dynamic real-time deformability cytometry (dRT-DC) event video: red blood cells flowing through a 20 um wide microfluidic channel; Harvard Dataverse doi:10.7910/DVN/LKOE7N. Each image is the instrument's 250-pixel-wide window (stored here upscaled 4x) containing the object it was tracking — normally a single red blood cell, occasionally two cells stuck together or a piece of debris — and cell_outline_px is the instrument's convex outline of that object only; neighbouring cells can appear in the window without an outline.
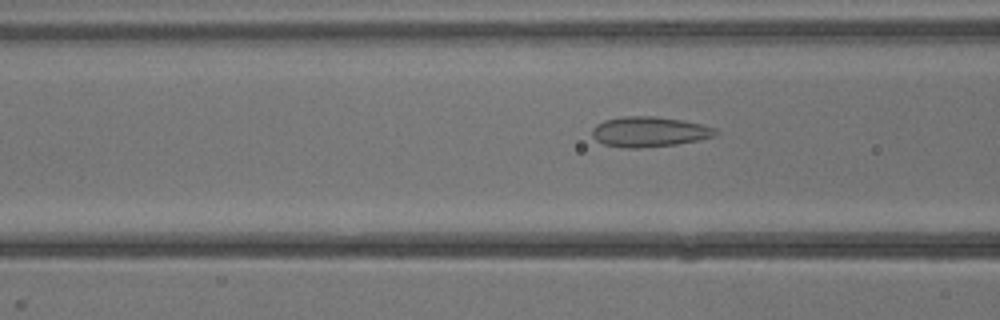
{"species": "common noctule bat (a hibernating species)", "species_latin": "Nyctalus noctula", "temperature_condition": "warm", "stored_images_in_passage": 3, "camera_frame_rate_fps": 3000, "um_per_image_px": 0.085, "animal": {"sex": "male", "body_mass_g": 13.3}, "frame": {"image": 1, "passage_image": 3, "time_ms": 2.333, "image_size_px": [1000, 320], "cell_outline_px": [[720, 132], [712, 136], [700, 140], [676, 144], [636, 148], [624, 148], [604, 144], [596, 140], [592, 136], [592, 128], [596, 124], [604, 120], [624, 116], [656, 116], [684, 120], [716, 128]], "centroid_in_image_um": [55.18, 11.19], "position_along_channel_um": 111.4, "area_um2": 21.79}}